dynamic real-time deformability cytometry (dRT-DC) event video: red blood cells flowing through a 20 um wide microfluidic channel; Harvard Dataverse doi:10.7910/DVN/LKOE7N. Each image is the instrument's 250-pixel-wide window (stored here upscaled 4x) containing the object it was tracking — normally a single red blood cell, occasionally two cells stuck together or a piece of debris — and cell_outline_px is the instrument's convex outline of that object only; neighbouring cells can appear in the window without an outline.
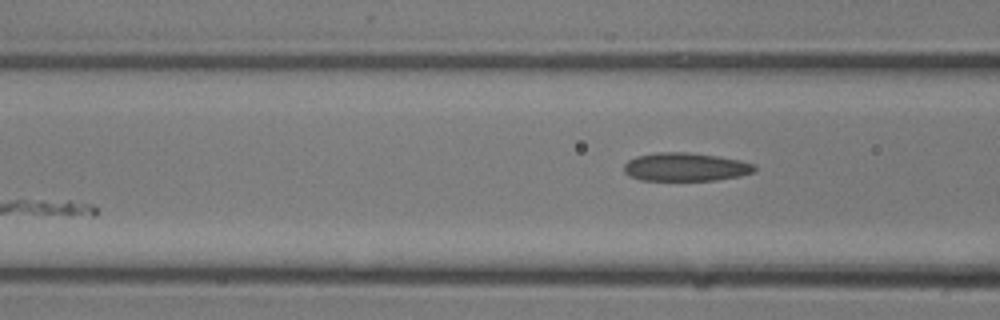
{"species": "common noctule bat (a hibernating species)", "species_latin": "Nyctalus noctula", "temperature_condition": "room temperature", "stored_images_in_passage": 6, "segment_of_instrument_passage": [2, 2], "camera_frame_rate_fps": 3000, "um_per_image_px": 0.085, "animal": {"sex": "male", "body_mass_g": 13.3}, "frame": {"image": 1, "passage_image": 6, "time_ms": 1.667, "image_size_px": [1000, 320], "cell_outline_px": [[756, 168], [752, 172], [740, 176], [716, 180], [640, 180], [628, 176], [624, 172], [624, 164], [628, 160], [636, 156], [656, 152], [688, 152], [720, 156], [740, 160], [756, 164]], "centroid_in_image_um": [58.26, 14.18], "position_along_channel_um": 108.3, "area_um2": 21.79}}